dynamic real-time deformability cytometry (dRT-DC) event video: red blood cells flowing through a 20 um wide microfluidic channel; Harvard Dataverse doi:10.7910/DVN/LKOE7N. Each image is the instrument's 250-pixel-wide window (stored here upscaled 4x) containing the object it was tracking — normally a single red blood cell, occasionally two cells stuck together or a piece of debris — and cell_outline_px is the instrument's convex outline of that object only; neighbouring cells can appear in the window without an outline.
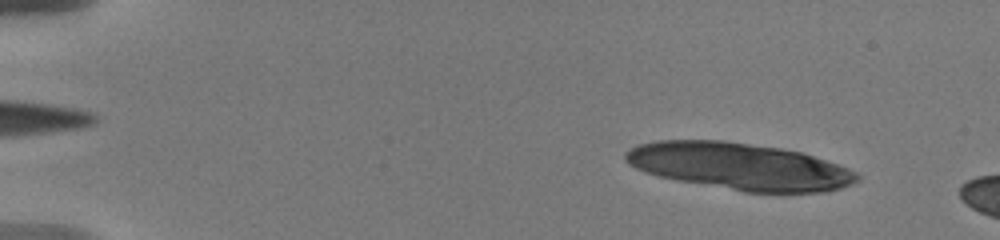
{"species": "human", "species_latin": "Homo sapiens", "temperature_condition": "warm", "stored_images_in_passage": 11, "camera_frame_rate_fps": 3000, "um_per_image_px": 0.085, "donor": {"sex": "male"}, "frame": {"image": 1, "passage_image": 6, "time_ms": 1.667, "image_size_px": [1000, 240], "cell_outline_px": [[860, 180], [852, 184], [840, 188], [824, 192], [744, 192], [676, 180], [644, 172], [628, 164], [624, 160], [624, 152], [628, 148], [636, 144], [656, 140], [724, 140], [780, 148], [800, 152], [848, 168], [856, 172], [860, 176]], "centroid_in_image_um": [62.79, 14.13], "position_along_channel_um": 22.2, "area_um2": 63.41}}